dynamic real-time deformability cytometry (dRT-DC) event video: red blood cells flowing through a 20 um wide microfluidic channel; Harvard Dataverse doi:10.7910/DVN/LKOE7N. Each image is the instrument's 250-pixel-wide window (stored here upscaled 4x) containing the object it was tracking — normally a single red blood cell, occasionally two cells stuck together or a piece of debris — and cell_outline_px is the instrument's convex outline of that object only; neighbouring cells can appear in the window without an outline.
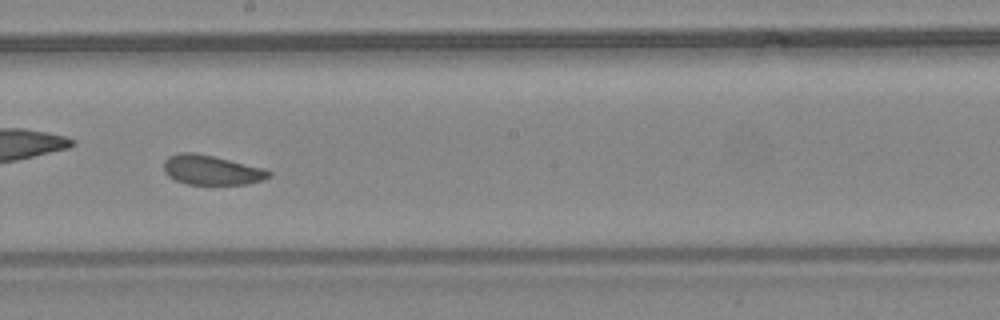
{"species": "common noctule bat (a hibernating species)", "species_latin": "Nyctalus noctula", "temperature_condition": "warm", "stored_images_in_passage": 50, "camera_frame_rate_fps": 3000, "um_per_image_px": 0.085, "animal": {"sex": "female", "body_mass_g": 24.6, "forearm_length_mm": 56.2}, "frame": {"image": 1, "passage_image": 29, "time_ms": 9.333, "image_size_px": [1000, 320], "cell_outline_px": [[272, 176], [248, 184], [188, 184], [176, 180], [168, 176], [164, 172], [164, 160], [168, 156], [180, 152], [196, 152], [264, 168], [272, 172]], "centroid_in_image_um": [17.96, 14.44], "position_along_channel_um": 230.2, "area_um2": 18.15}}
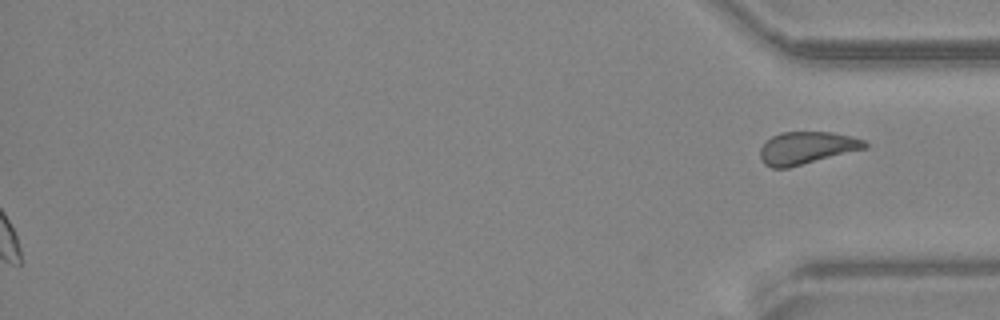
{"frame": {"image": 2, "passage_image": 50, "time_ms": 16.333, "image_size_px": [1000, 320], "cell_outline_px": [[868, 148], [788, 168], [772, 168], [764, 164], [760, 160], [760, 148], [772, 136], [780, 132], [832, 132], [864, 140], [868, 144]], "centroid_in_image_um": [68.56, 12.58], "position_along_channel_um": 366.6, "area_um2": 19.83}}